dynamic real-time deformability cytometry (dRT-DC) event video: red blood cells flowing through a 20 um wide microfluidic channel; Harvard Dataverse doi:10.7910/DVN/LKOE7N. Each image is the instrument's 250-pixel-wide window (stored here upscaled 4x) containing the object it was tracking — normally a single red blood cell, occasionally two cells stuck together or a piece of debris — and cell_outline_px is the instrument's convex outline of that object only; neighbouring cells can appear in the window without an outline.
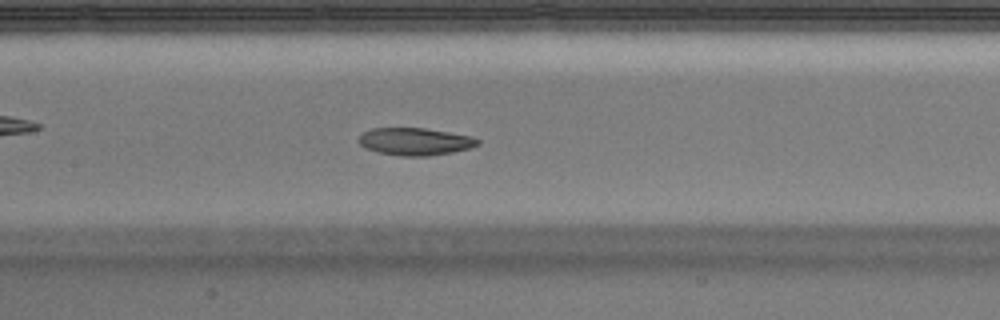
{"species": "Egyptian fruit bat (a non-hibernating species)", "species_latin": "Rousettus aegyptiacus", "temperature_condition": "warm", "stored_images_in_passage": 38, "camera_frame_rate_fps": 3000, "um_per_image_px": 0.085, "animal": {"sex": "male"}, "frame": {"image": 1, "passage_image": 12, "time_ms": 3.667, "image_size_px": [1000, 320], "cell_outline_px": [[480, 144], [472, 148], [452, 152], [428, 156], [400, 156], [376, 152], [364, 148], [356, 140], [364, 132], [372, 128], [424, 128], [472, 136], [480, 140]], "centroid_in_image_um": [35.28, 12.04], "position_along_channel_um": 172.1, "area_um2": 19.19}, "authors_computed_cell_mechanics": {"area_um2": 20.23, "velocity_mm_per_s": 3.9462, "shape_relaxation_time_tau1_ms": null, "shape_relaxation_time_tau2_ms": 4.1445, "deformation_change_tau1": null, "deformation_change_tau2": 0.0992}}